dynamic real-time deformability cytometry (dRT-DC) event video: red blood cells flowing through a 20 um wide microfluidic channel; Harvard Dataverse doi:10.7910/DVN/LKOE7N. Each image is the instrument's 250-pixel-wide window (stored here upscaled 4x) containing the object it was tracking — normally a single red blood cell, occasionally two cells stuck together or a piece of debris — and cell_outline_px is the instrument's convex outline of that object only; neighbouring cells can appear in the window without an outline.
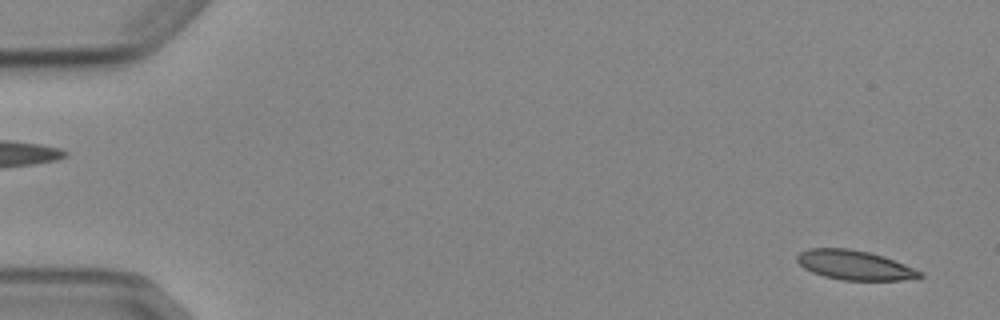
{"species": "Egyptian fruit bat (a non-hibernating species)", "species_latin": "Rousettus aegyptiacus", "temperature_condition": "cold", "stored_images_in_passage": 2, "camera_frame_rate_fps": 3000, "um_per_image_px": 0.085, "animal": {"sex": "female"}, "frame": {"image": 1, "passage_image": 2, "time_ms": 1.0, "image_size_px": [1000, 320], "cell_outline_px": [[924, 276], [900, 280], [844, 280], [824, 276], [812, 272], [804, 268], [796, 260], [796, 256], [800, 252], [808, 248], [848, 248], [868, 252], [884, 256], [924, 272]], "centroid_in_image_um": [72.63, 22.53], "position_along_channel_um": 12.4, "area_um2": 21.04}}